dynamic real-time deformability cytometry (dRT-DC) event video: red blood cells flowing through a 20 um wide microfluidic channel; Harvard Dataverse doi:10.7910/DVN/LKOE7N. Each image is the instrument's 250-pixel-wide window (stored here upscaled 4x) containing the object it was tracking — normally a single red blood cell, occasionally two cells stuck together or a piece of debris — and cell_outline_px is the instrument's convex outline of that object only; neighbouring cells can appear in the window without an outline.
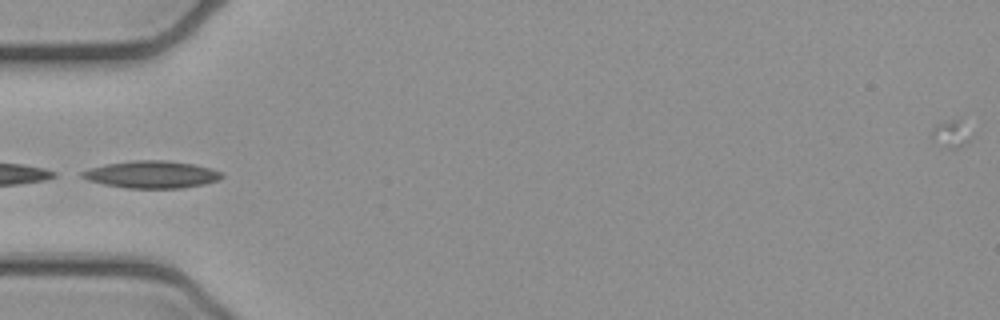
{"species": "common noctule bat (a hibernating species)", "species_latin": "Nyctalus noctula", "temperature_condition": "cold", "stored_images_in_passage": 7, "camera_frame_rate_fps": 3000, "um_per_image_px": 0.085, "animal": {"sex": "female", "body_mass_g": 21.9}, "frame": {"image": 1, "passage_image": 1, "time_ms": 0.0, "image_size_px": [1000, 320], "cell_outline_px": [[224, 176], [220, 180], [204, 184], [180, 188], [128, 188], [104, 184], [88, 180], [80, 176], [80, 172], [88, 168], [104, 164], [132, 160], [164, 160], [192, 164], [212, 168], [224, 172]], "centroid_in_image_um": [12.9, 14.82], "position_along_channel_um": 72.1, "area_um2": 22.37}}